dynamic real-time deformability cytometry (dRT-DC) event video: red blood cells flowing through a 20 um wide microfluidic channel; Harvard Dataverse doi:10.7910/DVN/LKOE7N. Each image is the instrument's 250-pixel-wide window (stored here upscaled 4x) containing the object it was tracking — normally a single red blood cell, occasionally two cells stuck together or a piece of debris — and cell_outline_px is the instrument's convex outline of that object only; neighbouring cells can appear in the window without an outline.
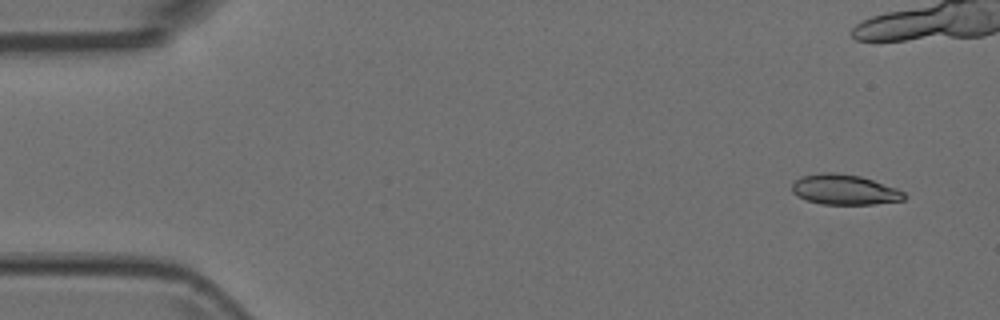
{"species": "Egyptian fruit bat (a non-hibernating species)", "species_latin": "Rousettus aegyptiacus", "temperature_condition": "room temperature", "stored_images_in_passage": 12, "camera_frame_rate_fps": 3000, "um_per_image_px": 0.085, "animal": {"sex": "female"}, "frame": {"image": 1, "passage_image": 1, "time_ms": 0.0, "image_size_px": [1000, 320], "cell_outline_px": [[908, 196], [904, 200], [876, 204], [820, 204], [796, 196], [792, 192], [792, 184], [800, 176], [820, 172], [836, 172], [860, 176], [896, 188], [904, 192]], "centroid_in_image_um": [71.77, 16.12], "position_along_channel_um": 13.2, "area_um2": 19.88}}
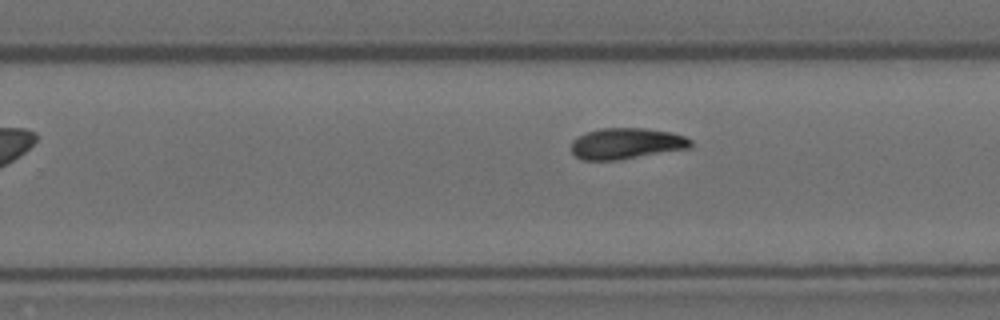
{"frame": {"image": 2, "passage_image": 12, "time_ms": 3.667, "image_size_px": [1000, 320], "cell_outline_px": [[692, 148], [620, 160], [580, 160], [572, 152], [572, 140], [588, 132], [600, 128], [644, 128], [672, 132], [684, 136], [692, 140]], "centroid_in_image_um": [53.28, 12.21], "position_along_channel_um": 276.5, "area_um2": 21.79}}